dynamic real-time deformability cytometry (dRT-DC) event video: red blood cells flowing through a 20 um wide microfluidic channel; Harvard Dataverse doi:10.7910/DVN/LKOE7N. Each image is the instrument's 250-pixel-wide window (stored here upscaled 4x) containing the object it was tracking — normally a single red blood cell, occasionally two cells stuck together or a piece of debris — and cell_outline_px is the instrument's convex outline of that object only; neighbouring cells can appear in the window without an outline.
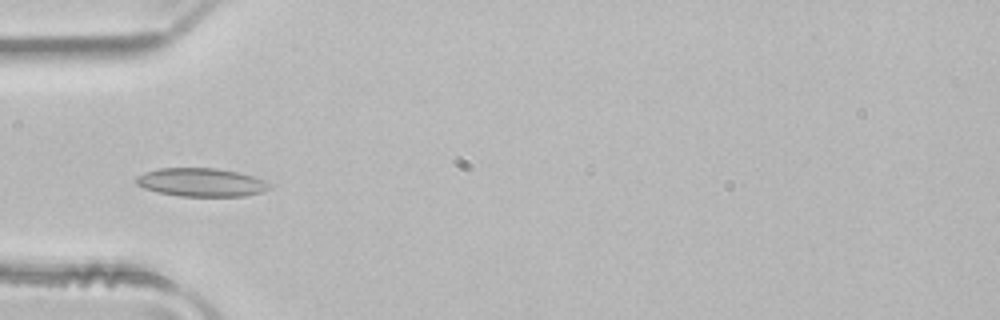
{"species": "common noctule bat (a hibernating species)", "species_latin": "Nyctalus noctula", "temperature_condition": "room temperature", "stored_images_in_passage": 36, "camera_frame_rate_fps": 3000, "um_per_image_px": 0.085, "animal": {"sex": "male", "body_mass_g": 21.5, "forearm_length_mm": 52.0}, "frame": {"image": 1, "passage_image": 2, "time_ms": 0.333, "image_size_px": [1000, 320], "cell_outline_px": [[272, 188], [264, 192], [244, 196], [180, 196], [156, 192], [144, 188], [136, 184], [136, 176], [144, 172], [160, 168], [216, 168], [236, 172], [252, 176], [264, 180], [272, 184]], "centroid_in_image_um": [17.12, 15.5], "position_along_channel_um": 67.9, "area_um2": 22.2}}
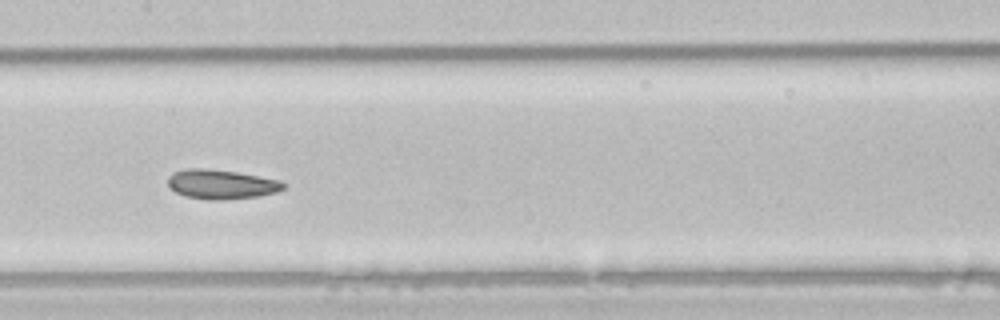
{"frame": {"image": 2, "passage_image": 11, "time_ms": 3.333, "image_size_px": [1000, 320], "cell_outline_px": [[284, 188], [276, 192], [260, 196], [224, 200], [208, 200], [184, 196], [168, 188], [168, 176], [172, 172], [188, 168], [204, 168], [236, 172], [280, 180], [284, 184]], "centroid_in_image_um": [18.76, 15.67], "position_along_channel_um": 188.6, "area_um2": 19.94}}
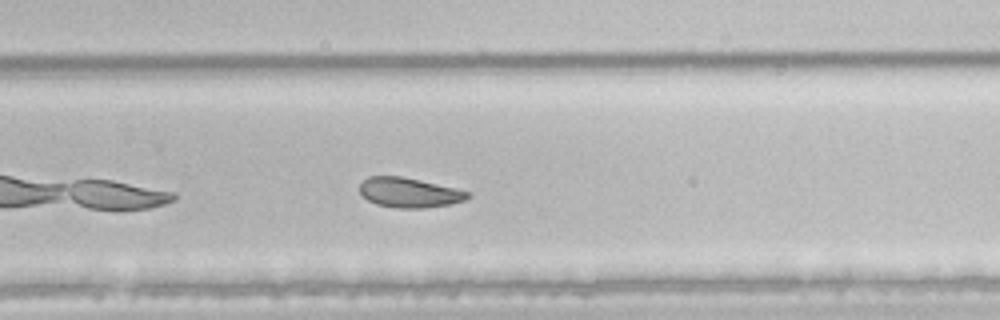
{"frame": {"image": 3, "passage_image": 19, "time_ms": 6.0, "image_size_px": [1000, 320], "cell_outline_px": [[472, 196], [464, 200], [448, 204], [424, 208], [396, 208], [376, 204], [368, 200], [360, 192], [360, 184], [368, 176], [400, 176], [420, 180], [456, 188], [468, 192]], "centroid_in_image_um": [34.77, 16.37], "position_along_channel_um": 295.0, "area_um2": 18.61}, "authors_computed_cell_mechanics": {"area_um2": 20.2589, "velocity_mm_per_s": 4.0086, "shape_relaxation_time_tau1_ms": 6.5924, "shape_relaxation_time_tau2_ms": 2.9189, "deformation_change_tau1": 0.1107, "deformation_change_tau2": 0.0694}}